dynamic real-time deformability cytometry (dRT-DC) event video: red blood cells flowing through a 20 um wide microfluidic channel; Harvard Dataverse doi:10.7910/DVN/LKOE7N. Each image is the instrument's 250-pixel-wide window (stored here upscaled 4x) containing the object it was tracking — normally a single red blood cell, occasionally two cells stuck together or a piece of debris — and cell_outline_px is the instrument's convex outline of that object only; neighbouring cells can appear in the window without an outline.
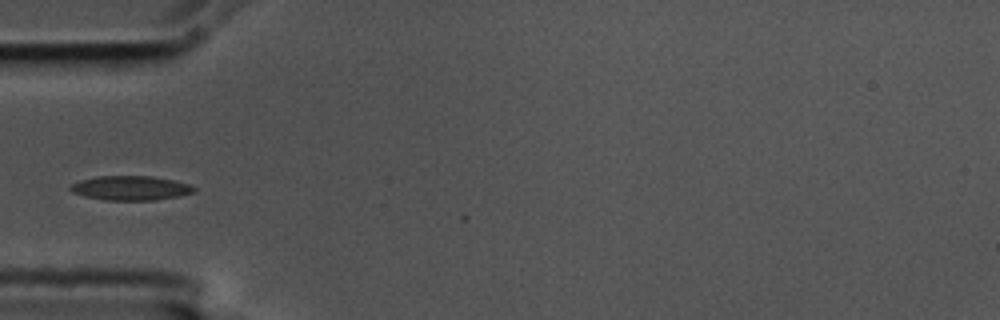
{"species": "common noctule bat (a hibernating species)", "species_latin": "Nyctalus noctula", "temperature_condition": "cold", "stored_images_in_passage": 5, "camera_frame_rate_fps": 3000, "um_per_image_px": 0.085, "animal": {"sex": "male", "body_mass_g": 17.5, "forearm_length_mm": 52.3}, "frame": {"image": 1, "passage_image": 3, "time_ms": 0.667, "image_size_px": [1000, 320], "cell_outline_px": [[196, 192], [156, 200], [104, 200], [84, 196], [72, 192], [68, 188], [72, 184], [80, 180], [96, 176], [152, 176], [192, 184], [196, 188]], "centroid_in_image_um": [11.11, 15.98], "position_along_channel_um": 73.9, "area_um2": 17.63}}